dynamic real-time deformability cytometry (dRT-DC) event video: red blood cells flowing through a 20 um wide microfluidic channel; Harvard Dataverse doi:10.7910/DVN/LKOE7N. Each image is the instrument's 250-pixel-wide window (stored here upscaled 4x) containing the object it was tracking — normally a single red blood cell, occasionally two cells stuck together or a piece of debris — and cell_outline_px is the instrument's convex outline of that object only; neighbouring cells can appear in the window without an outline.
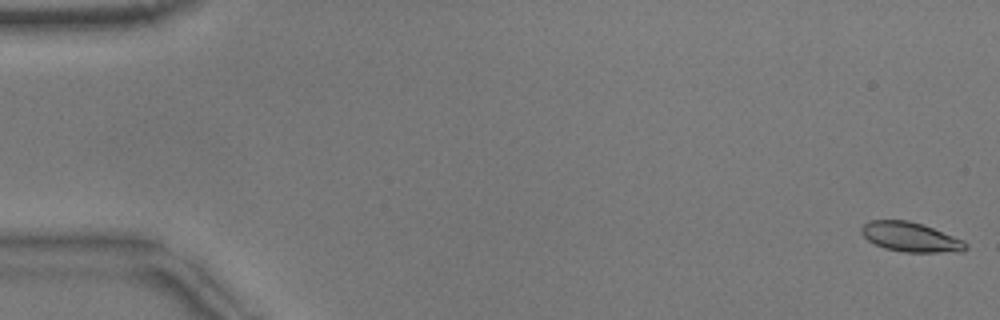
{"species": "common noctule bat (a hibernating species)", "species_latin": "Nyctalus noctula", "temperature_condition": "warm", "stored_images_in_passage": 11, "camera_frame_rate_fps": 3000, "um_per_image_px": 0.085, "animal": {"sex": "male", "body_mass_g": 17.9}, "frame": {"image": 1, "passage_image": 1, "time_ms": 0.0, "image_size_px": [1000, 320], "cell_outline_px": [[968, 248], [964, 252], [904, 252], [884, 248], [868, 240], [860, 232], [860, 228], [868, 220], [908, 220], [924, 224], [964, 240], [968, 244]], "centroid_in_image_um": [77.43, 20.14], "position_along_channel_um": 7.6, "area_um2": 18.21}}